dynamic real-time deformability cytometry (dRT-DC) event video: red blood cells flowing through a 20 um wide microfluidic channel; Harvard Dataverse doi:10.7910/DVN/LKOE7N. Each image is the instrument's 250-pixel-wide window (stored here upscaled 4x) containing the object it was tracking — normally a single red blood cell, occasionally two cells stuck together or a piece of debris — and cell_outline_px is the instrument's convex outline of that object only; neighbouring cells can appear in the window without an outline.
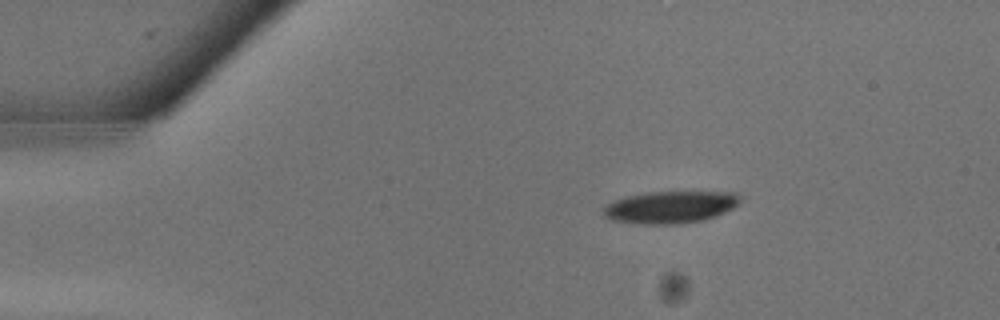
{"species": "common noctule bat (a hibernating species)", "species_latin": "Nyctalus noctula", "temperature_condition": "warm", "stored_images_in_passage": 8, "camera_frame_rate_fps": 3000, "um_per_image_px": 0.085, "animal": {"sex": "male", "body_mass_g": 13.3}, "frame": {"image": 1, "passage_image": 1, "time_ms": 0.0, "image_size_px": [1000, 320], "cell_outline_px": [[740, 200], [732, 208], [724, 212], [704, 220], [680, 224], [640, 224], [612, 220], [604, 216], [604, 208], [608, 204], [624, 196], [648, 192], [740, 192]], "centroid_in_image_um": [56.98, 17.6], "position_along_channel_um": 28.0, "area_um2": 25.55}}
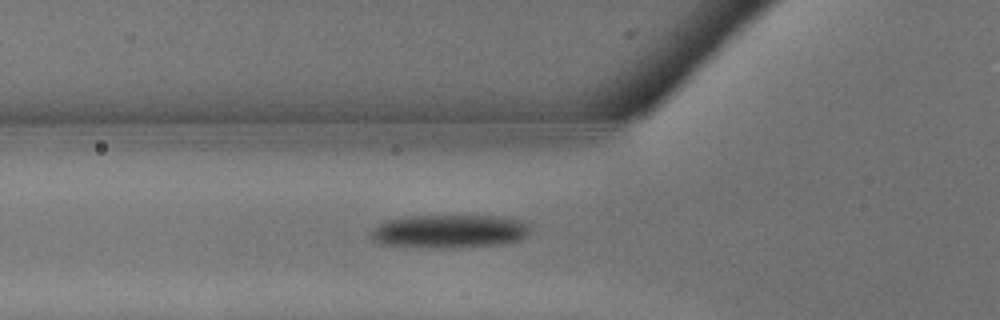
{"frame": {"image": 2, "passage_image": 6, "time_ms": 1.667, "image_size_px": [1000, 320], "cell_outline_px": [[528, 232], [520, 240], [500, 244], [452, 248], [440, 248], [380, 244], [372, 240], [372, 232], [376, 224], [384, 220], [404, 216], [504, 216], [524, 220], [528, 224]], "centroid_in_image_um": [38.19, 19.65], "position_along_channel_um": 87.6, "area_um2": 31.15}}
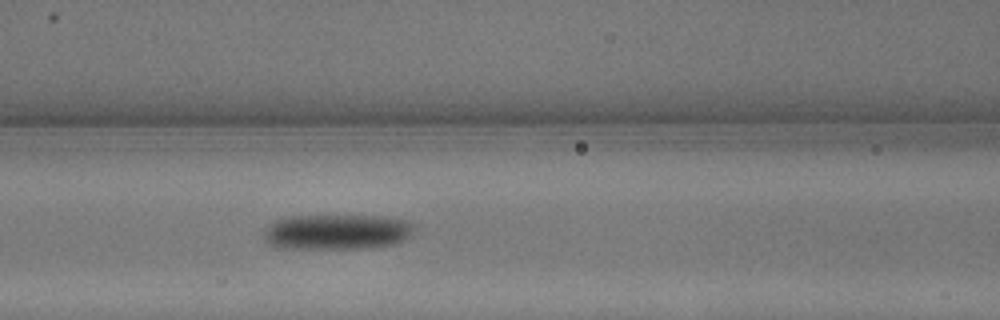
{"frame": {"image": 3, "passage_image": 8, "time_ms": 2.333, "image_size_px": [1000, 320], "cell_outline_px": [[416, 228], [404, 240], [396, 244], [368, 248], [280, 248], [268, 244], [264, 240], [264, 232], [268, 224], [276, 220], [288, 216], [388, 216], [408, 220], [416, 224]], "centroid_in_image_um": [28.67, 19.7], "position_along_channel_um": 137.9, "area_um2": 31.33}}